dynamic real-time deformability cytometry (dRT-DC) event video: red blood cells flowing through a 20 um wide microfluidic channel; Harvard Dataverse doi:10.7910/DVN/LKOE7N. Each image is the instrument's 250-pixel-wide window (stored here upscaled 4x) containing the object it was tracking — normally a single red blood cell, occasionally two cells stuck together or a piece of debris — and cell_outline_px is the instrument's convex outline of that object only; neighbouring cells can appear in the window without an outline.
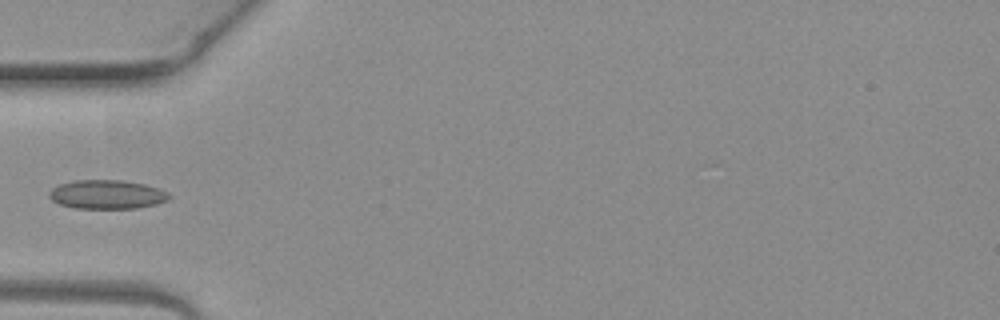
{"species": "common noctule bat (a hibernating species)", "species_latin": "Nyctalus noctula", "temperature_condition": "warm", "stored_images_in_passage": 5, "camera_frame_rate_fps": 3000, "um_per_image_px": 0.085, "animal": {"sex": "female", "body_mass_g": 19.3, "forearm_length_mm": 54.1}, "frame": {"image": 1, "passage_image": 5, "time_ms": 1.333, "image_size_px": [1000, 320], "cell_outline_px": [[172, 196], [168, 200], [156, 204], [136, 208], [76, 208], [60, 204], [52, 200], [48, 196], [48, 192], [52, 188], [60, 184], [76, 180], [120, 180], [144, 184], [160, 188], [168, 192]], "centroid_in_image_um": [9.11, 16.52], "position_along_channel_um": 75.9, "area_um2": 20.23}}